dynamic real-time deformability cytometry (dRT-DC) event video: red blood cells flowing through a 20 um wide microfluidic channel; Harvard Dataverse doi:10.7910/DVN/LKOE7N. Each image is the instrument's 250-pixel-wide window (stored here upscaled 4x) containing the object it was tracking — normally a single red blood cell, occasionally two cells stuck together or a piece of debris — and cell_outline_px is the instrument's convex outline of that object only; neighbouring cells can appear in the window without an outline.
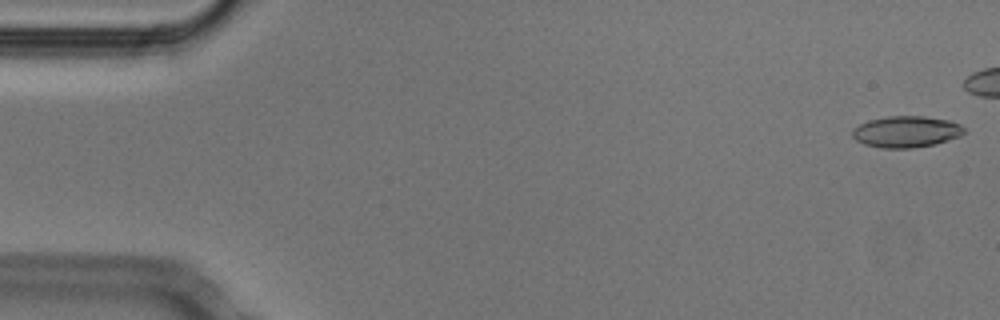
{"species": "Egyptian fruit bat (a non-hibernating species)", "species_latin": "Rousettus aegyptiacus", "temperature_condition": "cold", "stored_images_in_passage": 35, "camera_frame_rate_fps": 3000, "um_per_image_px": 0.085, "animal": {"sex": "male"}, "frame": {"image": 1, "passage_image": 1, "time_ms": 0.0, "image_size_px": [1000, 320], "cell_outline_px": [[964, 132], [960, 136], [936, 144], [912, 148], [880, 148], [864, 144], [856, 140], [852, 136], [852, 128], [868, 120], [888, 116], [924, 116], [948, 120], [960, 124], [964, 128]], "centroid_in_image_um": [77.01, 11.2], "position_along_channel_um": 8.0, "area_um2": 20.52}}
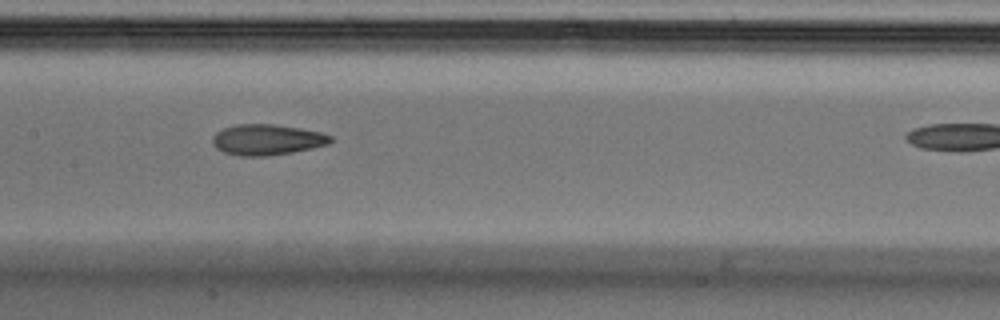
{"frame": {"image": 2, "passage_image": 25, "time_ms": 8.0, "image_size_px": [1000, 320], "cell_outline_px": [[332, 140], [328, 144], [312, 148], [292, 152], [268, 156], [240, 156], [224, 152], [216, 148], [212, 144], [212, 136], [216, 132], [224, 128], [236, 124], [272, 124], [300, 128], [320, 132], [332, 136]], "centroid_in_image_um": [22.67, 11.87], "position_along_channel_um": 184.7, "area_um2": 21.15}}
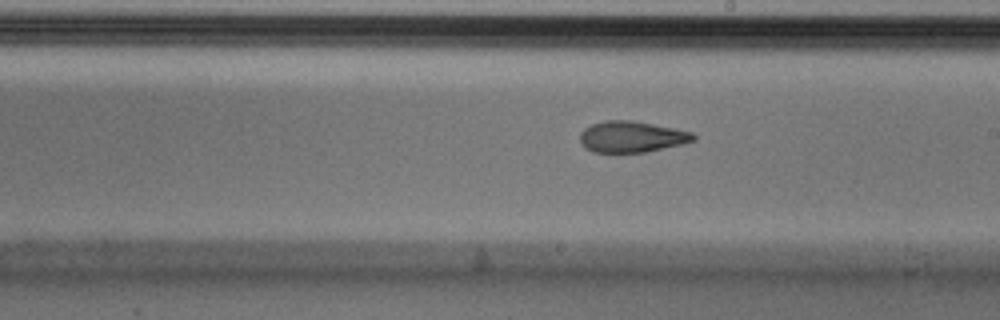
{"frame": {"image": 3, "passage_image": 29, "time_ms": 9.333, "image_size_px": [1000, 320], "cell_outline_px": [[696, 140], [684, 144], [644, 152], [592, 152], [584, 148], [580, 140], [580, 132], [584, 128], [592, 124], [604, 120], [632, 120], [676, 128], [692, 132], [696, 136]], "centroid_in_image_um": [53.7, 11.62], "position_along_channel_um": 235.3, "area_um2": 20.81}}